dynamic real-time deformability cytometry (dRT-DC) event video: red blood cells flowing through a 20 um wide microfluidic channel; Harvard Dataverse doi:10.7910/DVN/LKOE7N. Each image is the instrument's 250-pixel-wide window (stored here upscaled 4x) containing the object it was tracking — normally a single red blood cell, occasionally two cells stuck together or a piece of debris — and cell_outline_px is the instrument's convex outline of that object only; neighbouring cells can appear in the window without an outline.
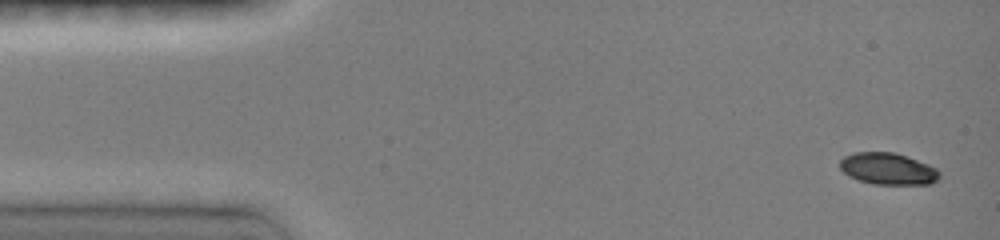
{"species": "common noctule bat (a hibernating species)", "species_latin": "Nyctalus noctula", "temperature_condition": "room temperature", "stored_images_in_passage": 40, "camera_frame_rate_fps": 3000, "um_per_image_px": 0.085, "animal": {"sex": "female", "body_mass_g": 19.0, "forearm_length_mm": 51.5}, "frame": {"image": 1, "passage_image": 1, "time_ms": 0.0, "image_size_px": [1000, 240], "cell_outline_px": [[940, 180], [932, 184], [872, 184], [848, 176], [840, 168], [840, 160], [844, 156], [856, 152], [892, 152], [928, 164], [936, 168], [940, 172]], "centroid_in_image_um": [75.49, 14.36], "position_along_channel_um": 9.5, "area_um2": 18.38}}
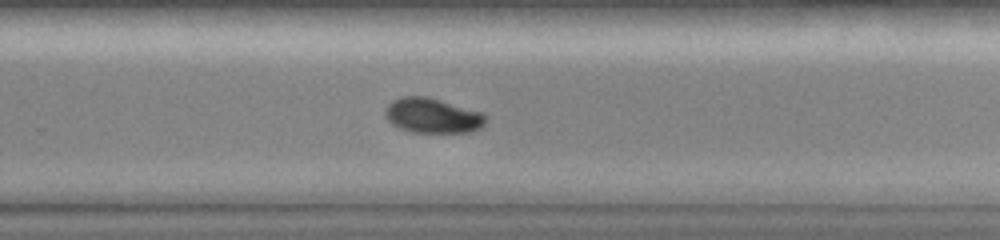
{"frame": {"image": 2, "passage_image": 22, "time_ms": 9.667, "image_size_px": [1000, 240], "cell_outline_px": [[484, 124], [480, 128], [472, 132], [412, 132], [400, 128], [392, 124], [384, 116], [384, 112], [388, 104], [392, 100], [404, 96], [428, 96], [484, 112]], "centroid_in_image_um": [36.75, 9.81], "position_along_channel_um": 293.0, "area_um2": 20.58}}
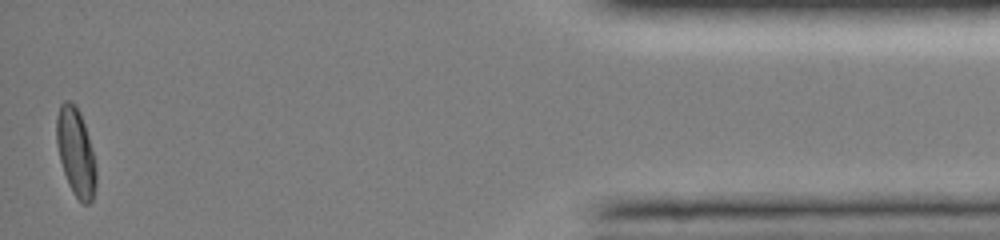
{"frame": {"image": 3, "passage_image": 40, "time_ms": 14.667, "image_size_px": [1000, 240], "cell_outline_px": [[96, 184], [92, 200], [88, 204], [84, 204], [72, 192], [68, 184], [60, 160], [56, 144], [56, 116], [60, 104], [64, 100], [72, 100], [76, 104], [80, 112], [88, 136], [92, 152], [96, 172]], "centroid_in_image_um": [6.41, 12.88], "position_along_channel_um": 428.8, "area_um2": 20.23}, "authors_computed_cell_mechanics": {"area_um2": 19.8543, "velocity_mm_per_s": 4.1118, "shape_relaxation_time_tau1_ms": 3.7841, "shape_relaxation_time_tau2_ms": null, "deformation_change_tau1": 0.1199, "deformation_change_tau2": null}}